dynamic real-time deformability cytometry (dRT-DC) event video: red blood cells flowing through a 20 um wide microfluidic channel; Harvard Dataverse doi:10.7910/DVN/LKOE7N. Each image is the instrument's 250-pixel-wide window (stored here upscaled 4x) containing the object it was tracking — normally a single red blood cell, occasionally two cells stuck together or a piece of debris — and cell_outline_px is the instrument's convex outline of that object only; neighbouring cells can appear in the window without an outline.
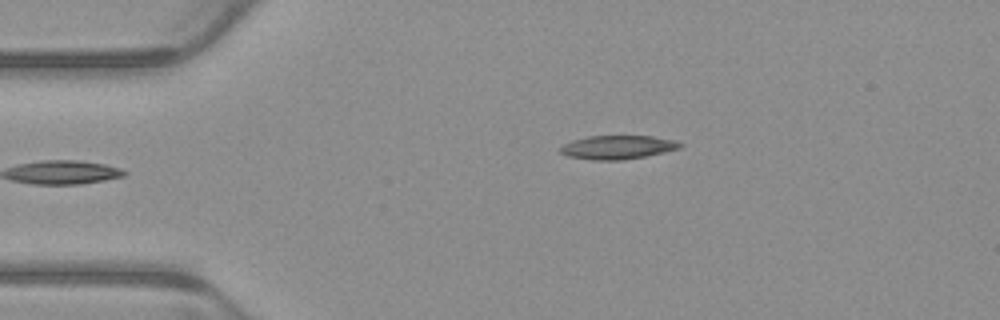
{"species": "common noctule bat (a hibernating species)", "species_latin": "Nyctalus noctula", "temperature_condition": "warm", "stored_images_in_passage": 5, "camera_frame_rate_fps": 3000, "um_per_image_px": 0.085, "animal": {"sex": "male", "body_mass_g": 23.1, "forearm_length_mm": 52.7}, "frame": {"image": 1, "passage_image": 5, "time_ms": 1.333, "image_size_px": [1000, 320], "cell_outline_px": [[684, 144], [680, 148], [664, 152], [644, 156], [620, 160], [592, 160], [568, 156], [560, 152], [560, 148], [564, 144], [572, 140], [588, 136], [652, 136], [676, 140]], "centroid_in_image_um": [52.51, 12.51], "position_along_channel_um": 32.5, "area_um2": 16.47}}